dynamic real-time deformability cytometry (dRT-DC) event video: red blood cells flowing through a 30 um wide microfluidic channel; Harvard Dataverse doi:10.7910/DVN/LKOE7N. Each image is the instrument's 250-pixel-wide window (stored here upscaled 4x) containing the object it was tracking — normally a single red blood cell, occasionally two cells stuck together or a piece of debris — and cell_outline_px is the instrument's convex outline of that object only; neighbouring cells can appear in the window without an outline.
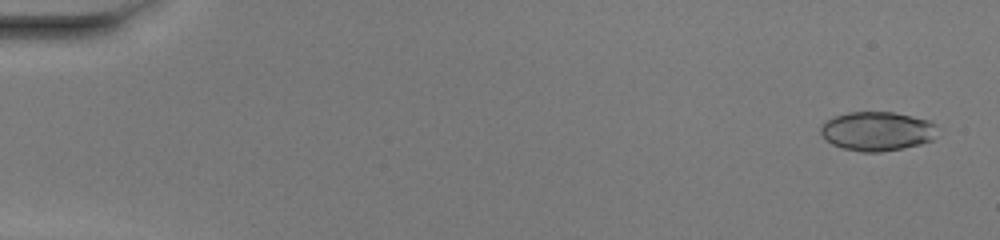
{"species": "common noctule bat (a hibernating species)", "species_latin": "Nyctalus noctula", "temperature_condition": "warm", "stored_images_in_passage": 51, "camera_frame_rate_fps": 3000, "um_per_image_px": 0.085, "animal": {"sex": "female", "body_mass_g": 20.0, "forearm_length_mm": 54.0}, "frame": {"image": 1, "passage_image": 3, "time_ms": 0.667, "image_size_px": [1000, 240], "cell_outline_px": [[936, 124], [932, 140], [920, 144], [904, 148], [880, 152], [860, 152], [844, 148], [832, 144], [820, 132], [820, 124], [836, 116], [848, 112], [892, 112], [912, 116], [928, 120]], "centroid_in_image_um": [74.54, 11.15], "position_along_channel_um": 10.5, "area_um2": 26.41}}
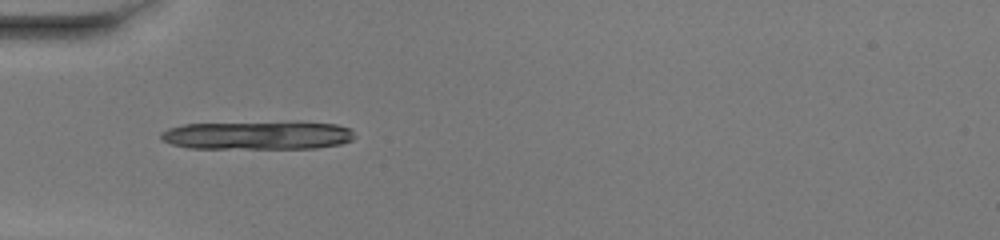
{"frame": {"image": 2, "passage_image": 18, "time_ms": 5.667, "image_size_px": [1000, 240], "cell_outline_px": [[356, 136], [352, 140], [340, 144], [316, 148], [188, 148], [172, 144], [160, 140], [160, 132], [168, 128], [184, 124], [336, 124], [348, 128]], "centroid_in_image_um": [21.82, 11.54], "position_along_channel_um": 63.2, "area_um2": 30.87}}